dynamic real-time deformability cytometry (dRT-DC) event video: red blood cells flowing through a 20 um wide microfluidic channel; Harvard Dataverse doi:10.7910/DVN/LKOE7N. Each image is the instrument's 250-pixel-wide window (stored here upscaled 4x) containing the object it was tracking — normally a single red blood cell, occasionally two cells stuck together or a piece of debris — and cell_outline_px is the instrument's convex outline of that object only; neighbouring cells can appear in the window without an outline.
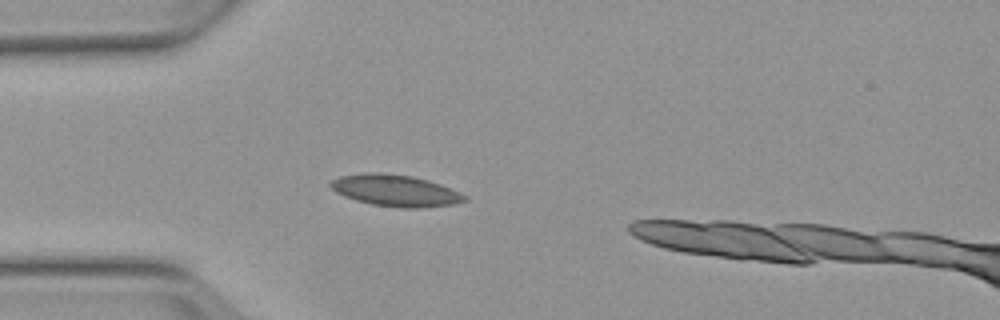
{"species": "Egyptian fruit bat (a non-hibernating species)", "species_latin": "Rousettus aegyptiacus", "temperature_condition": "warm", "stored_images_in_passage": 3, "camera_frame_rate_fps": 3000, "um_per_image_px": 0.085, "animal": {"sex": "female"}, "frame": {"image": 1, "passage_image": 3, "time_ms": 2.333, "image_size_px": [1000, 320], "cell_outline_px": [[468, 200], [452, 204], [420, 208], [400, 208], [372, 204], [356, 200], [344, 196], [336, 192], [328, 184], [332, 180], [340, 176], [364, 172], [384, 172], [412, 176], [428, 180], [440, 184], [460, 192], [468, 196]], "centroid_in_image_um": [33.61, 16.19], "position_along_channel_um": 51.4, "area_um2": 24.8}}